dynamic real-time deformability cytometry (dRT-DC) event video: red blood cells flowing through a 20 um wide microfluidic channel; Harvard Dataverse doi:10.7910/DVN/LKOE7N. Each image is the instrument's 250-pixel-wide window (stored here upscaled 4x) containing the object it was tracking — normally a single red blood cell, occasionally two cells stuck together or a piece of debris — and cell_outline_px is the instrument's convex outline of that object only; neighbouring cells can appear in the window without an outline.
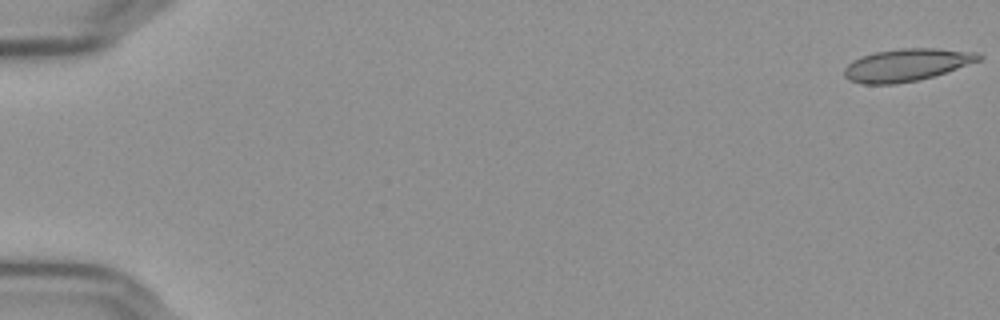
{"species": "Egyptian fruit bat (a non-hibernating species)", "species_latin": "Rousettus aegyptiacus", "temperature_condition": "cold", "stored_images_in_passage": 12, "camera_frame_rate_fps": 3000, "um_per_image_px": 0.085, "frame": {"image": 1, "passage_image": 1, "time_ms": 0.0, "image_size_px": [1000, 320], "cell_outline_px": [[984, 56], [980, 60], [920, 80], [896, 84], [864, 84], [848, 80], [844, 76], [844, 68], [852, 60], [860, 56], [876, 52], [900, 48], [936, 48], [976, 52]], "centroid_in_image_um": [77.02, 5.52], "position_along_channel_um": 8.0, "area_um2": 25.37}}